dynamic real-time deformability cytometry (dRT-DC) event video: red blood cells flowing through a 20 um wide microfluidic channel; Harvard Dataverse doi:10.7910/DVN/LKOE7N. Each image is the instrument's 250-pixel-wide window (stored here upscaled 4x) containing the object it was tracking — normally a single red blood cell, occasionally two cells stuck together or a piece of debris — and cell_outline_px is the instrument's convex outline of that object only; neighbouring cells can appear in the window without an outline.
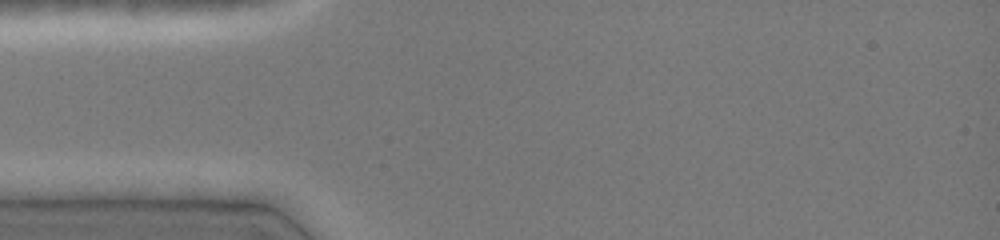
{"species": "common noctule bat (a hibernating species)", "species_latin": "Nyctalus noctula", "temperature_condition": "cold", "stored_images_in_passage": 3, "camera_frame_rate_fps": 3000, "um_per_image_px": 0.085, "animal": {"sex": "female", "body_mass_g": 19.0, "forearm_length_mm": 51.5}, "frame": {"image": 1, "passage_image": 2, "time_ms": 0.333, "image_size_px": [1000, 240], "cell_outline_px": [[372, 216], [368, 216], [344, 204], [292, 164], [284, 156], [284, 152], [320, 164], [364, 200], [372, 208]], "centroid_in_image_um": [28.09, 15.62], "position_along_channel_um": 56.9, "area_um2": 10.29}}